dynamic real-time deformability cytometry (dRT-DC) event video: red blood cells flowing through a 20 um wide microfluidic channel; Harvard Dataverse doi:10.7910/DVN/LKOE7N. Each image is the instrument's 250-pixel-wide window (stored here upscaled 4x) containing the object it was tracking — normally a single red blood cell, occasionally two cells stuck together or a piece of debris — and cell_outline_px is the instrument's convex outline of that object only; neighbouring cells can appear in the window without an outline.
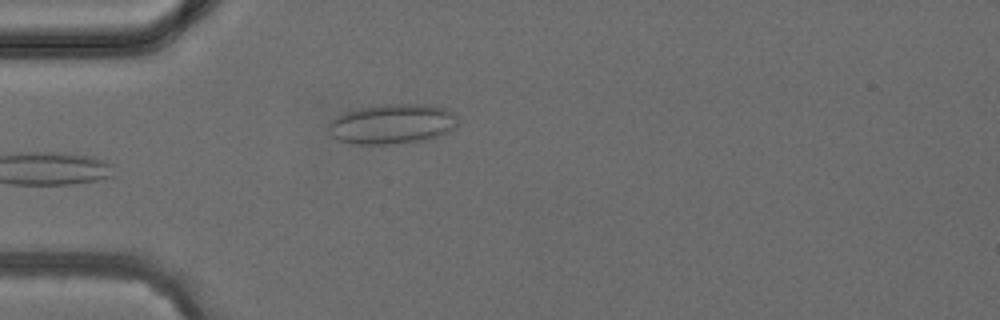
{"species": "common noctule bat (a hibernating species)", "species_latin": "Nyctalus noctula", "temperature_condition": "cold", "stored_images_in_passage": 4, "camera_frame_rate_fps": 3000, "um_per_image_px": 0.085, "animal": {"sex": "female", "body_mass_g": 24.6, "forearm_length_mm": 56.2}, "frame": {"image": 1, "passage_image": 4, "time_ms": 3.667, "image_size_px": [1000, 320], "cell_outline_px": [[460, 124], [452, 132], [440, 136], [424, 140], [388, 144], [356, 144], [340, 140], [332, 136], [328, 132], [328, 124], [336, 116], [344, 112], [360, 108], [384, 104], [424, 104], [444, 108], [452, 112], [456, 116]], "centroid_in_image_um": [33.38, 10.54], "position_along_channel_um": 51.6, "area_um2": 30.35}}